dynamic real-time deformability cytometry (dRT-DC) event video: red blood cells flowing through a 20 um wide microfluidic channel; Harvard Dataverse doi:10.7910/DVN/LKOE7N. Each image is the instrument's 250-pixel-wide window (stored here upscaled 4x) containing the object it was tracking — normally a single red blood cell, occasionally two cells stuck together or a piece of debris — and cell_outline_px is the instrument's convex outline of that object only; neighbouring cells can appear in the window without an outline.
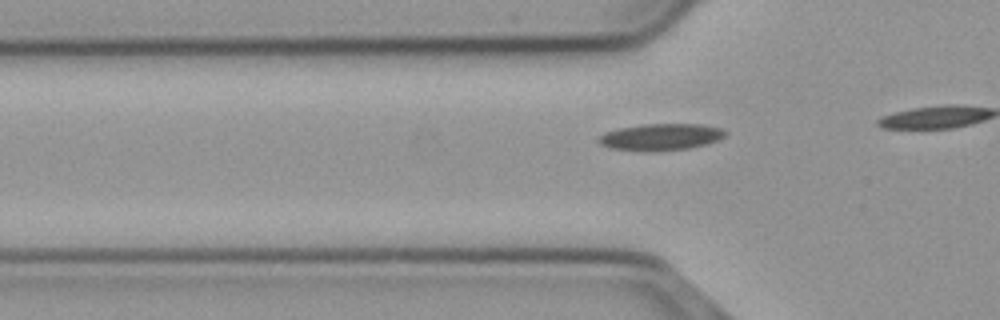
{"species": "common noctule bat (a hibernating species)", "species_latin": "Nyctalus noctula", "temperature_condition": "cold", "stored_images_in_passage": 20, "camera_frame_rate_fps": 3000, "um_per_image_px": 0.085, "animal": {"sex": "male", "body_mass_g": 23.1, "forearm_length_mm": 52.7}, "frame": {"image": 1, "passage_image": 15, "time_ms": 4.667, "image_size_px": [1000, 320], "cell_outline_px": [[728, 132], [724, 136], [708, 144], [688, 148], [656, 152], [652, 152], [612, 148], [600, 144], [596, 140], [604, 132], [620, 128], [640, 124], [700, 124], [720, 128]], "centroid_in_image_um": [56.15, 11.64], "position_along_channel_um": 69.6, "area_um2": 19.77}}
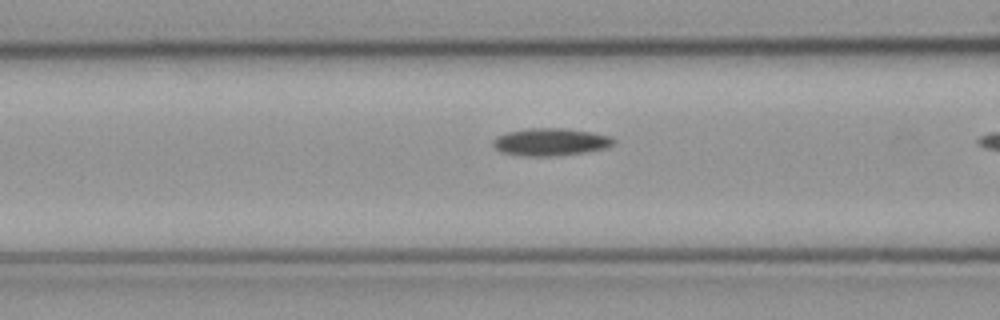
{"frame": {"image": 2, "passage_image": 19, "time_ms": 6.0, "image_size_px": [1000, 320], "cell_outline_px": [[616, 140], [612, 144], [604, 148], [584, 152], [548, 156], [524, 156], [500, 152], [492, 144], [492, 140], [496, 136], [508, 132], [528, 128], [564, 128], [612, 136]], "centroid_in_image_um": [46.75, 12.06], "position_along_channel_um": 119.9, "area_um2": 19.13}}